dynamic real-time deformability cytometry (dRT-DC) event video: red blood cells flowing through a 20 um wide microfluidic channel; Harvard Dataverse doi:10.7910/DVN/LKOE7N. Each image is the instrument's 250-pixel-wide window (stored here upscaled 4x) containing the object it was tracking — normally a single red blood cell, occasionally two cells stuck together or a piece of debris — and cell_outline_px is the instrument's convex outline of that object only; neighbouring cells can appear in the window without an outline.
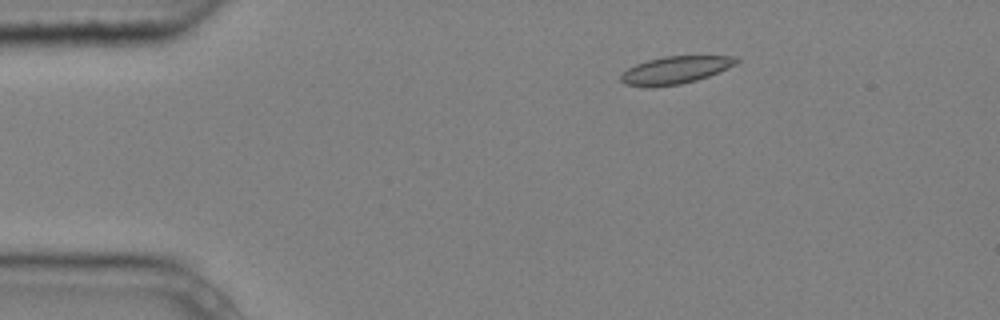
{"species": "common noctule bat (a hibernating species)", "species_latin": "Nyctalus noctula", "temperature_condition": "cold", "stored_images_in_passage": 5, "camera_frame_rate_fps": 3000, "um_per_image_px": 0.085, "animal": {"sex": "male", "body_mass_g": 20.4}, "frame": {"image": 1, "passage_image": 3, "time_ms": 0.667, "image_size_px": [1000, 320], "cell_outline_px": [[740, 60], [736, 64], [708, 76], [696, 80], [680, 84], [648, 88], [624, 84], [620, 80], [620, 76], [628, 68], [636, 64], [648, 60], [664, 56], [736, 56]], "centroid_in_image_um": [57.37, 5.96], "position_along_channel_um": 27.6, "area_um2": 18.5}}
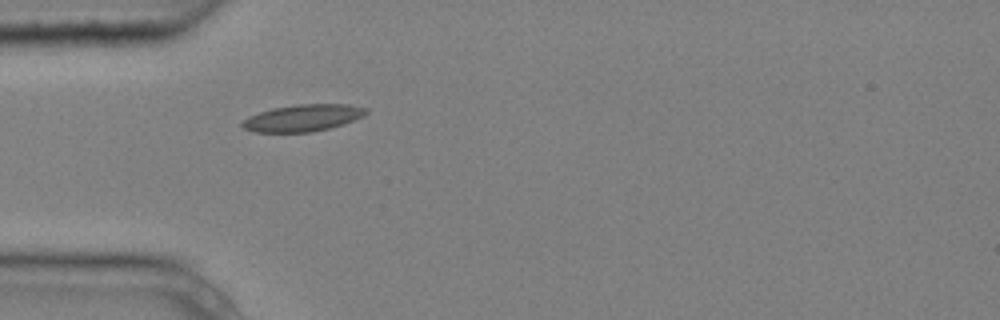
{"frame": {"image": 2, "passage_image": 5, "time_ms": 1.333, "image_size_px": [1000, 320], "cell_outline_px": [[368, 112], [364, 116], [344, 124], [332, 128], [312, 132], [256, 132], [244, 128], [240, 124], [248, 116], [272, 108], [296, 104], [348, 104], [368, 108]], "centroid_in_image_um": [25.78, 10.02], "position_along_channel_um": 59.2, "area_um2": 19.54}}